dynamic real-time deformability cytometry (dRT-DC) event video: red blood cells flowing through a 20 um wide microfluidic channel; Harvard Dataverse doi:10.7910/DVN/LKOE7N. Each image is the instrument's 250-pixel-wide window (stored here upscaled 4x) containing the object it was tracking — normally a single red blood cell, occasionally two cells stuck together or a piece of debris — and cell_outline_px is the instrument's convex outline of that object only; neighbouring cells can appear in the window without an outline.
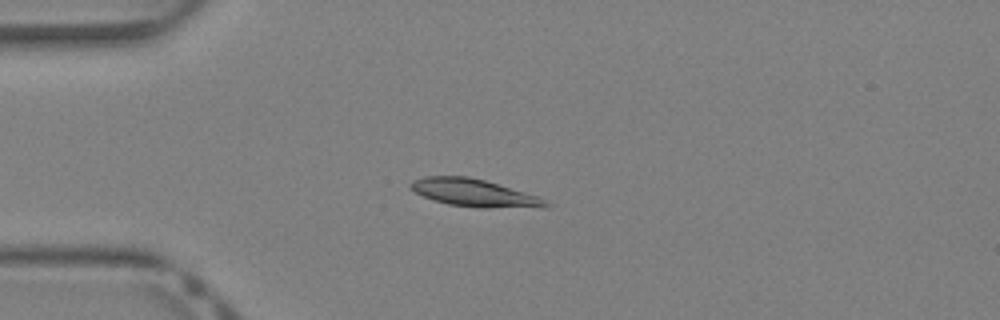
{"species": "Egyptian fruit bat (a non-hibernating species)", "species_latin": "Rousettus aegyptiacus", "temperature_condition": "warm", "stored_images_in_passage": 5, "camera_frame_rate_fps": 3000, "um_per_image_px": 0.085, "animal": {"sex": "female"}, "frame": {"image": 1, "passage_image": 1, "time_ms": 0.0, "image_size_px": [1000, 320], "cell_outline_px": [[552, 204], [548, 208], [480, 208], [448, 204], [424, 196], [416, 192], [408, 184], [412, 180], [424, 176], [468, 176], [484, 180], [536, 196]], "centroid_in_image_um": [40.33, 16.41], "position_along_channel_um": 44.7, "area_um2": 21.56}}
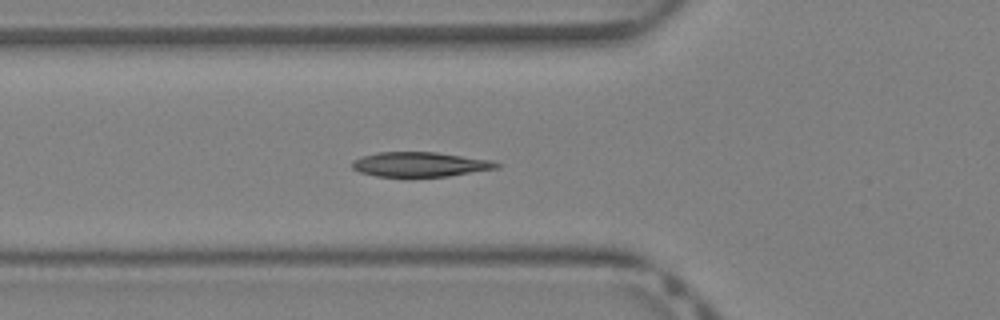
{"frame": {"image": 2, "passage_image": 5, "time_ms": 1.333, "image_size_px": [1000, 320], "cell_outline_px": [[504, 164], [500, 168], [448, 176], [376, 176], [360, 172], [352, 168], [352, 160], [364, 156], [380, 152], [436, 152], [492, 160]], "centroid_in_image_um": [35.77, 13.97], "position_along_channel_um": 90.0, "area_um2": 20.75}}